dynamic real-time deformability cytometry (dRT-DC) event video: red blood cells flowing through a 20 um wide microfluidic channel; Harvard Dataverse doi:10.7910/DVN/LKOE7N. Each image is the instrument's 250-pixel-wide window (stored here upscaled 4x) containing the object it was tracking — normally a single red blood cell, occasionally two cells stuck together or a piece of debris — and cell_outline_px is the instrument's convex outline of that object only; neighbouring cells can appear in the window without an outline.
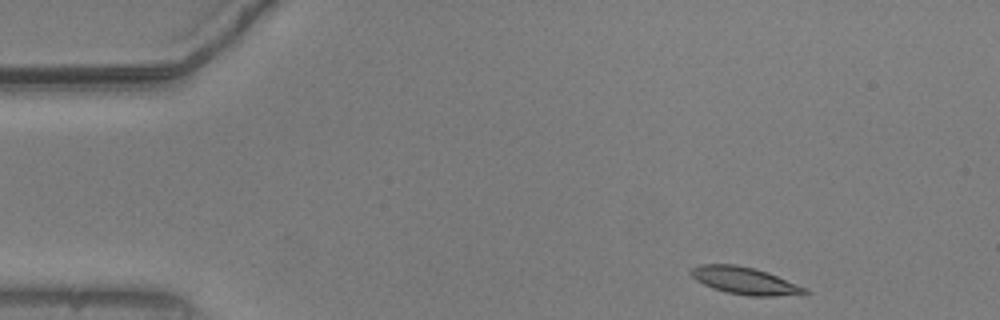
{"species": "common noctule bat (a hibernating species)", "species_latin": "Nyctalus noctula", "temperature_condition": "warm", "stored_images_in_passage": 48, "camera_frame_rate_fps": 3000, "um_per_image_px": 0.085, "animal": {"sex": "male", "body_mass_g": 20.5, "forearm_length_mm": 52.5}, "frame": {"image": 1, "passage_image": 1, "time_ms": 0.0, "image_size_px": [1000, 320], "cell_outline_px": [[808, 292], [776, 296], [748, 296], [728, 292], [712, 288], [696, 280], [688, 272], [692, 268], [700, 264], [736, 264], [768, 272], [808, 288]], "centroid_in_image_um": [63.27, 23.85], "position_along_channel_um": 21.7, "area_um2": 17.92}}
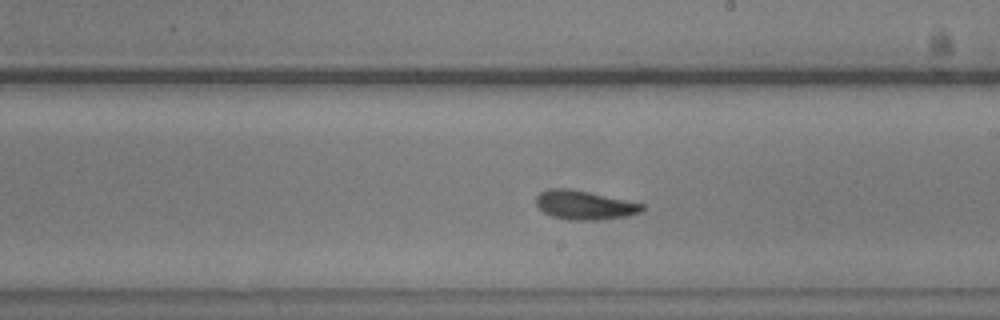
{"frame": {"image": 2, "passage_image": 25, "time_ms": 8.0, "image_size_px": [1000, 320], "cell_outline_px": [[644, 208], [640, 212], [628, 216], [600, 220], [568, 220], [552, 216], [544, 212], [536, 204], [536, 196], [540, 192], [548, 188], [568, 188], [588, 192], [644, 204]], "centroid_in_image_um": [49.66, 17.43], "position_along_channel_um": 239.3, "area_um2": 17.86}}
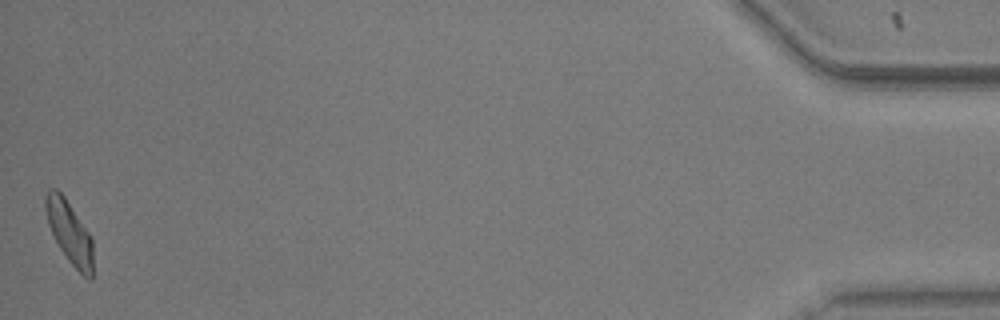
{"frame": {"image": 3, "passage_image": 48, "time_ms": 15.667, "image_size_px": [1000, 320], "cell_outline_px": [[92, 280], [88, 280], [68, 260], [60, 248], [48, 224], [44, 208], [44, 196], [48, 188], [56, 188], [64, 196], [88, 232], [92, 240]], "centroid_in_image_um": [5.87, 19.71], "position_along_channel_um": 429.3, "area_um2": 17.05}, "authors_computed_cell_mechanics": {"area_um2": 17.7446, "velocity_mm_per_s": 3.7266, "shape_relaxation_time_tau1_ms": 4.6288, "shape_relaxation_time_tau2_ms": 3.1819, "deformation_change_tau1": 0.1593, "deformation_change_tau2": 0.0712}}